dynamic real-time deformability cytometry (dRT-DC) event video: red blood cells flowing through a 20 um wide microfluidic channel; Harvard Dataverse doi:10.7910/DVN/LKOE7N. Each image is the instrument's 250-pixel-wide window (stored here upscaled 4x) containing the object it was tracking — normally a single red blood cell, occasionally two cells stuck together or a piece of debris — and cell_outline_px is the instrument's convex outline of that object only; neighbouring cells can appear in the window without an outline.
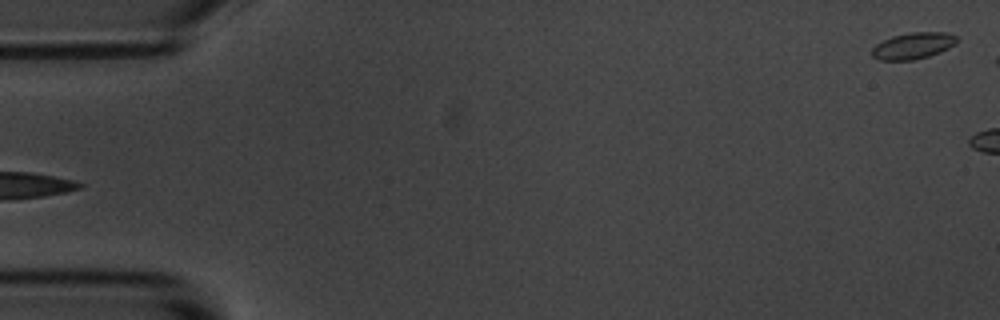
{"species": "common noctule bat (a hibernating species)", "species_latin": "Nyctalus noctula", "temperature_condition": "room temperature", "stored_images_in_passage": 5, "segment_of_instrument_passage": [2, 2], "camera_frame_rate_fps": 3000, "um_per_image_px": 0.085, "animal": {"sex": "male", "body_mass_g": 20.1, "forearm_length_mm": 53.5}, "frame": {"image": 1, "passage_image": 5, "time_ms": 5.333, "image_size_px": [1000, 320], "cell_outline_px": [[956, 44], [940, 52], [928, 56], [912, 60], [880, 60], [872, 56], [872, 48], [876, 44], [892, 36], [908, 32], [944, 32], [956, 36]], "centroid_in_image_um": [77.6, 3.88], "position_along_channel_um": 7.4, "area_um2": 13.01}}